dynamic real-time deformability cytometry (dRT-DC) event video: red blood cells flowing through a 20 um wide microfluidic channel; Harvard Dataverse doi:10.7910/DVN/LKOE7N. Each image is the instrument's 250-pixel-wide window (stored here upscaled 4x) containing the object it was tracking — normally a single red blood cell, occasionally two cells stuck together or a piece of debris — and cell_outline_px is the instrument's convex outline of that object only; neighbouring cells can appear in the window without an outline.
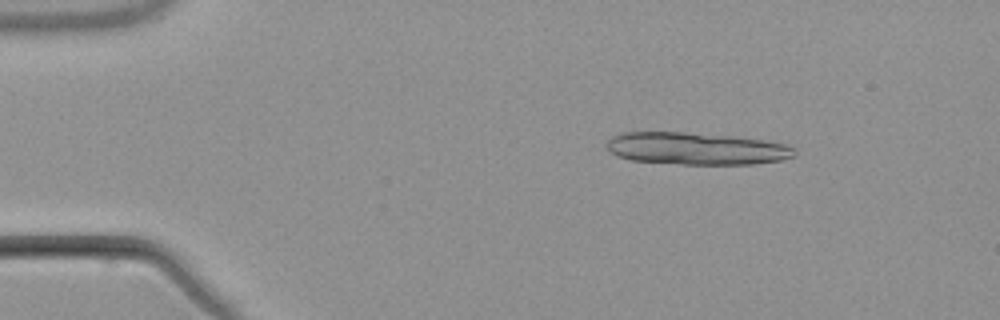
{"species": "common noctule bat (a hibernating species)", "species_latin": "Nyctalus noctula", "temperature_condition": "warm", "stored_images_in_passage": 5, "camera_frame_rate_fps": 3000, "um_per_image_px": 0.085, "animal": {"sex": "male", "body_mass_g": 21.5, "forearm_length_mm": 52.0}, "frame": {"image": 1, "passage_image": 2, "time_ms": 1.0, "image_size_px": [1000, 320], "cell_outline_px": [[796, 156], [780, 160], [752, 164], [680, 164], [632, 160], [616, 156], [608, 148], [608, 140], [612, 136], [624, 132], [684, 132], [732, 136], [764, 140], [788, 144], [796, 148]], "centroid_in_image_um": [59.23, 12.62], "position_along_channel_um": 25.8, "area_um2": 35.32}}
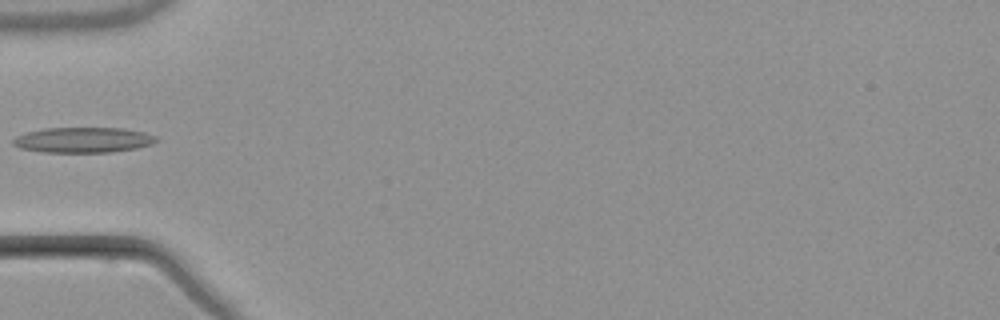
{"frame": {"image": 2, "passage_image": 5, "time_ms": 4.667, "image_size_px": [1000, 320], "cell_outline_px": [[160, 140], [152, 144], [136, 148], [112, 152], [44, 152], [20, 148], [12, 144], [12, 140], [16, 136], [28, 132], [44, 128], [124, 128], [144, 132], [156, 136]], "centroid_in_image_um": [7.09, 11.89], "position_along_channel_um": 77.9, "area_um2": 21.21}}